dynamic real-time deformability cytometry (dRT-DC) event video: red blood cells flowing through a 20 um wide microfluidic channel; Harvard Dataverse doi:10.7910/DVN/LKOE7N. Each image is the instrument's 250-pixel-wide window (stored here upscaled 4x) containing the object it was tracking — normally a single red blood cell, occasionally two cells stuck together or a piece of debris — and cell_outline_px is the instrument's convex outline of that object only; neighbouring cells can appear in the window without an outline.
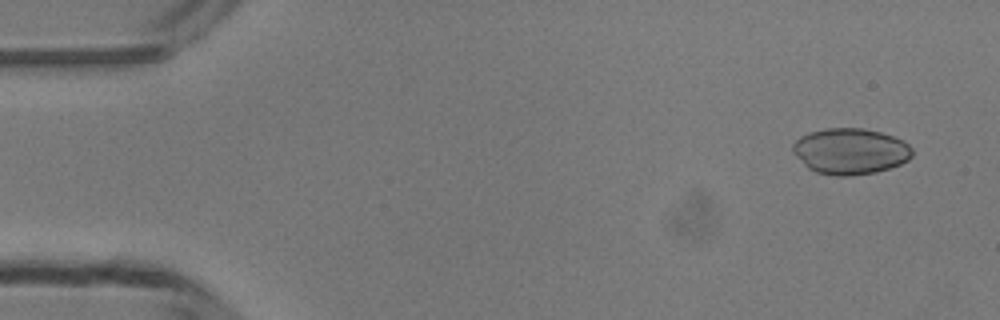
{"species": "common noctule bat (a hibernating species)", "species_latin": "Nyctalus noctula", "temperature_condition": "room temperature", "stored_images_in_passage": 48, "camera_frame_rate_fps": 3000, "um_per_image_px": 0.085, "animal": {"sex": "male", "body_mass_g": 13.3}, "frame": {"image": 1, "passage_image": 3, "time_ms": 0.667, "image_size_px": [1000, 320], "cell_outline_px": [[912, 156], [908, 160], [900, 164], [876, 172], [848, 176], [836, 176], [816, 172], [808, 168], [792, 152], [792, 144], [800, 136], [812, 132], [828, 128], [864, 128], [880, 132], [892, 136], [908, 144], [912, 148]], "centroid_in_image_um": [72.26, 12.86], "position_along_channel_um": 12.7, "area_um2": 31.91}}
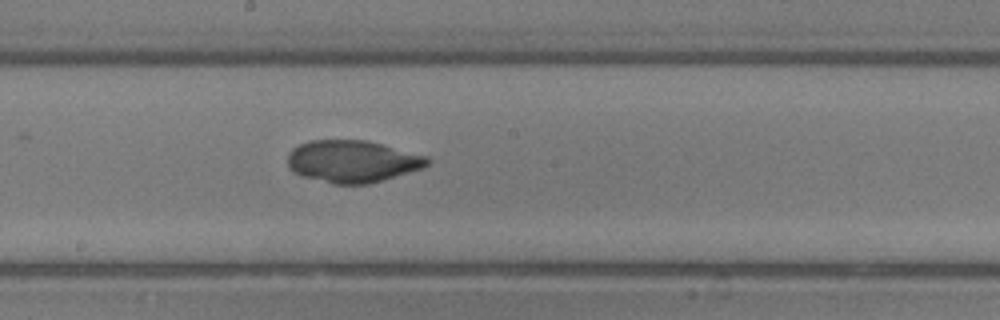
{"frame": {"image": 2, "passage_image": 26, "time_ms": 8.333, "image_size_px": [1000, 320], "cell_outline_px": [[432, 160], [424, 168], [368, 184], [332, 184], [300, 176], [292, 172], [288, 168], [288, 152], [292, 148], [308, 140], [364, 140], [428, 156]], "centroid_in_image_um": [29.92, 13.72], "position_along_channel_um": 218.3, "area_um2": 34.51}}
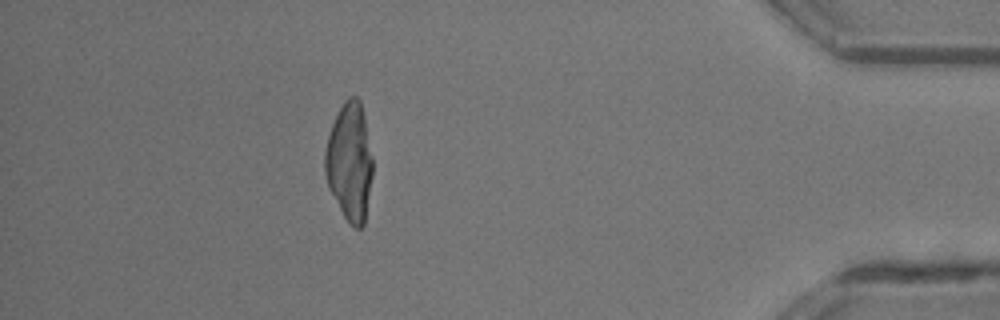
{"frame": {"image": 3, "passage_image": 43, "time_ms": 14.0, "image_size_px": [1000, 320], "cell_outline_px": [[372, 176], [364, 224], [360, 228], [352, 228], [344, 216], [328, 188], [324, 172], [324, 152], [328, 136], [332, 124], [344, 100], [348, 96], [356, 96], [360, 100], [364, 116], [372, 156]], "centroid_in_image_um": [29.7, 13.76], "position_along_channel_um": 405.5, "area_um2": 32.83}}